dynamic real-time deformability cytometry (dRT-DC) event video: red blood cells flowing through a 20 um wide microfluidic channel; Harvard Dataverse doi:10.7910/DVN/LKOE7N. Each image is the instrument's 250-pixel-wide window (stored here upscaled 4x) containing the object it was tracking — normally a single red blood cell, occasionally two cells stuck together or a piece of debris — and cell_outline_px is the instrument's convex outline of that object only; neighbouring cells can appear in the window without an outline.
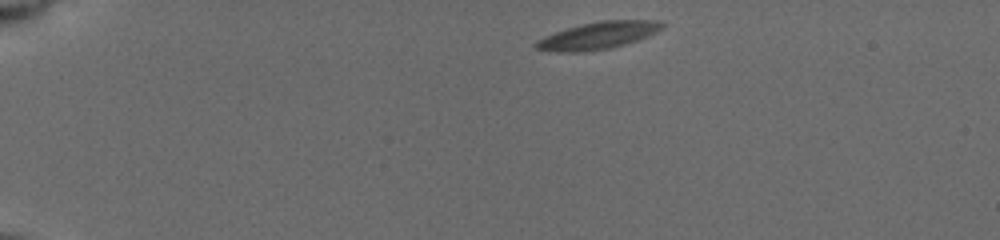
{"species": "common noctule bat (a hibernating species)", "species_latin": "Nyctalus noctula", "temperature_condition": "cold", "stored_images_in_passage": 3, "camera_frame_rate_fps": 3000, "um_per_image_px": 0.085, "animal": {"sex": "female", "body_mass_g": 19.5, "forearm_length_mm": 54.1}, "frame": {"image": 1, "passage_image": 1, "time_ms": 0.0, "image_size_px": [1000, 240], "cell_outline_px": [[668, 24], [664, 28], [656, 32], [636, 40], [624, 44], [608, 48], [580, 52], [556, 52], [536, 48], [532, 44], [536, 40], [544, 36], [580, 24], [600, 20], [656, 20]], "centroid_in_image_um": [50.84, 3.0], "position_along_channel_um": 34.2, "area_um2": 19.94}}